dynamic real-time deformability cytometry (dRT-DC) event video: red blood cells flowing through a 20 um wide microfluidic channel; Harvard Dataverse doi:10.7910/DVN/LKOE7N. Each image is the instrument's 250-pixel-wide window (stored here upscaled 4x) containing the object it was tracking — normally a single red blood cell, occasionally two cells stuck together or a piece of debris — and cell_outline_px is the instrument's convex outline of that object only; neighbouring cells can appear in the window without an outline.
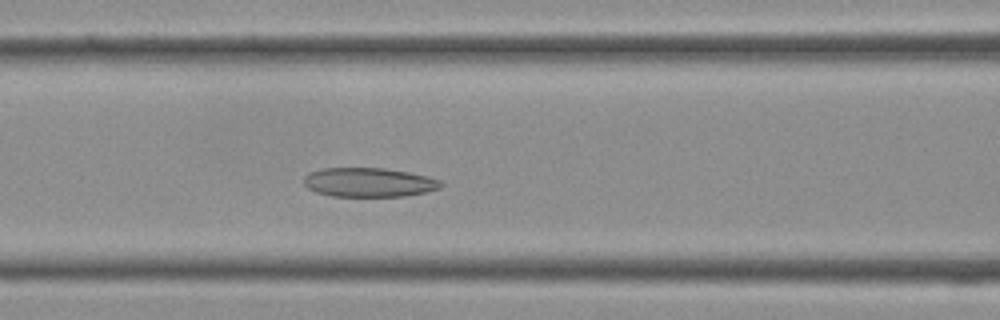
{"species": "Egyptian fruit bat (a non-hibernating species)", "species_latin": "Rousettus aegyptiacus", "temperature_condition": "cold", "stored_images_in_passage": 30, "camera_frame_rate_fps": 3000, "um_per_image_px": 0.085, "frame": {"image": 1, "passage_image": 7, "time_ms": 2.0, "image_size_px": [1000, 320], "cell_outline_px": [[444, 184], [440, 188], [424, 192], [404, 196], [332, 196], [316, 192], [308, 188], [304, 184], [304, 176], [308, 172], [320, 168], [384, 168], [408, 172], [428, 176], [440, 180]], "centroid_in_image_um": [31.33, 15.49], "position_along_channel_um": 135.3, "area_um2": 23.35}}
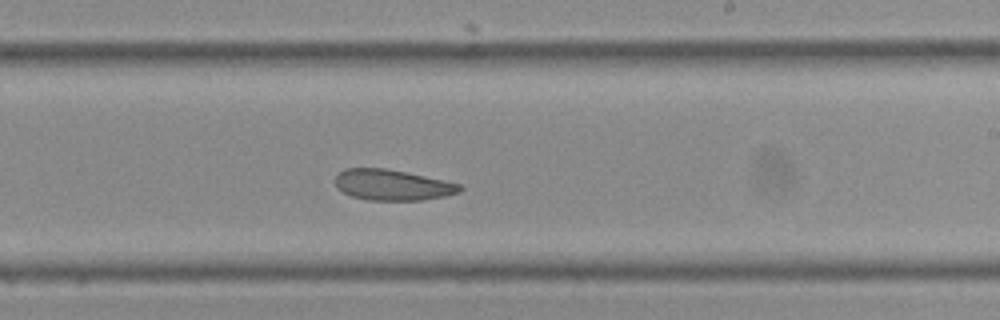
{"frame": {"image": 2, "passage_image": 14, "time_ms": 4.333, "image_size_px": [1000, 320], "cell_outline_px": [[464, 188], [460, 192], [444, 196], [420, 200], [368, 200], [352, 196], [336, 188], [336, 176], [344, 168], [388, 168], [460, 184]], "centroid_in_image_um": [33.34, 15.72], "position_along_channel_um": 255.7, "area_um2": 22.2}}
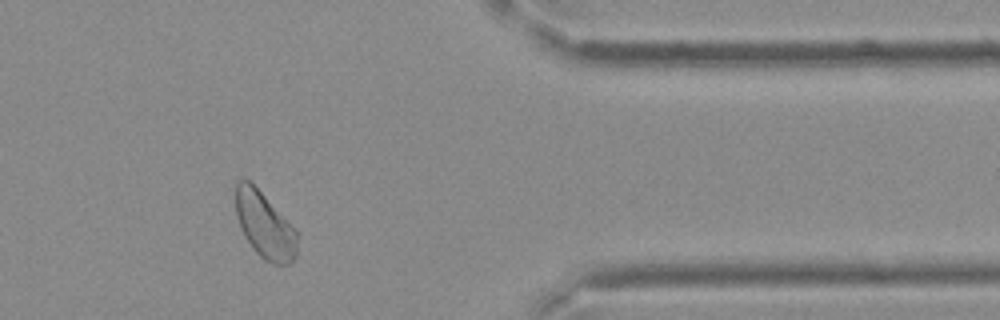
{"frame": {"image": 3, "passage_image": 23, "time_ms": 7.333, "image_size_px": [1000, 320], "cell_outline_px": [[296, 252], [292, 260], [288, 264], [272, 264], [264, 260], [252, 248], [244, 236], [240, 228], [236, 216], [236, 180], [248, 180], [296, 228]], "centroid_in_image_um": [22.48, 19.16], "position_along_channel_um": 388.9, "area_um2": 23.41}}